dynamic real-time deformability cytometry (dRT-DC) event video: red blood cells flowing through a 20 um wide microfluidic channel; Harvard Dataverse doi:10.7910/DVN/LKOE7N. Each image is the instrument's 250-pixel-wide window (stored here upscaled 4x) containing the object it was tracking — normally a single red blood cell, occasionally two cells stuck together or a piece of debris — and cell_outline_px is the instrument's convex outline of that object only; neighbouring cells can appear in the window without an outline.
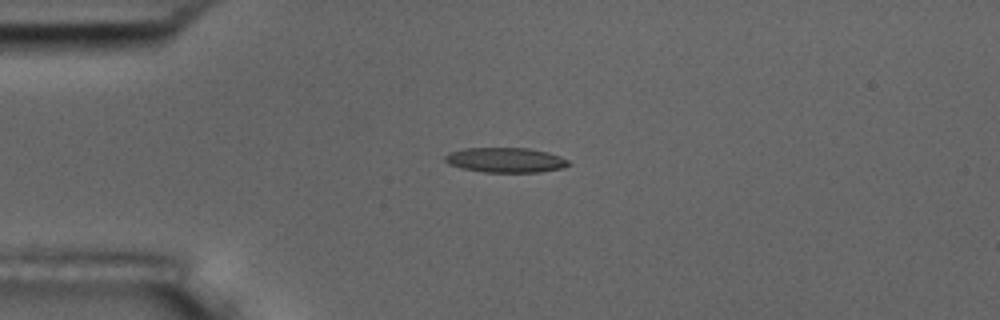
{"species": "common noctule bat (a hibernating species)", "species_latin": "Nyctalus noctula", "temperature_condition": "room temperature", "stored_images_in_passage": 13, "camera_frame_rate_fps": 3000, "um_per_image_px": 0.085, "animal": {"sex": "male", "body_mass_g": 17.5, "forearm_length_mm": 52.3}, "frame": {"image": 1, "passage_image": 4, "time_ms": 1.0, "image_size_px": [1000, 320], "cell_outline_px": [[572, 164], [564, 168], [540, 172], [484, 172], [460, 168], [448, 164], [444, 160], [444, 156], [448, 152], [464, 148], [528, 148], [548, 152], [560, 156], [568, 160]], "centroid_in_image_um": [42.97, 13.6], "position_along_channel_um": 42.0, "area_um2": 18.15}}
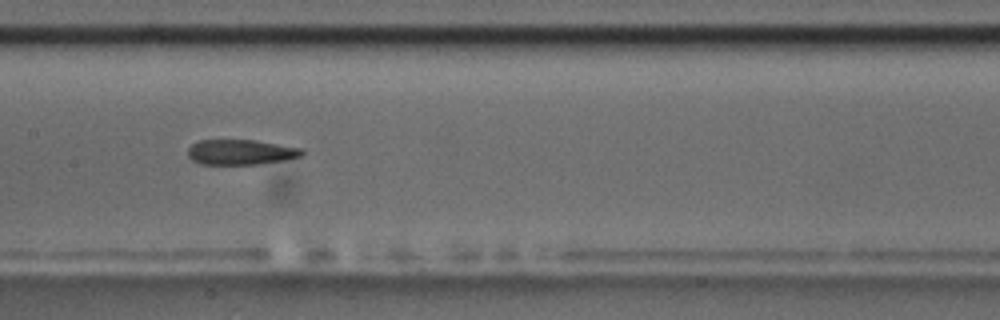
{"frame": {"image": 2, "passage_image": 8, "time_ms": 2.333, "image_size_px": [1000, 320], "cell_outline_px": [[304, 156], [284, 160], [256, 164], [200, 164], [192, 160], [188, 156], [188, 148], [192, 144], [200, 140], [256, 140], [304, 148]], "centroid_in_image_um": [20.5, 12.92], "position_along_channel_um": 186.9, "area_um2": 16.88}}
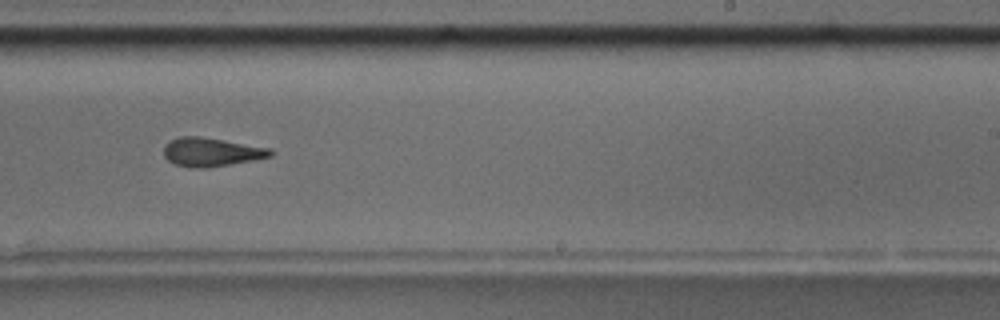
{"frame": {"image": 3, "passage_image": 10, "time_ms": 3.0, "image_size_px": [1000, 320], "cell_outline_px": [[272, 156], [252, 160], [204, 168], [192, 168], [176, 164], [168, 160], [164, 156], [164, 144], [168, 140], [180, 136], [200, 136], [272, 148]], "centroid_in_image_um": [17.93, 12.91], "position_along_channel_um": 271.1, "area_um2": 17.8}}